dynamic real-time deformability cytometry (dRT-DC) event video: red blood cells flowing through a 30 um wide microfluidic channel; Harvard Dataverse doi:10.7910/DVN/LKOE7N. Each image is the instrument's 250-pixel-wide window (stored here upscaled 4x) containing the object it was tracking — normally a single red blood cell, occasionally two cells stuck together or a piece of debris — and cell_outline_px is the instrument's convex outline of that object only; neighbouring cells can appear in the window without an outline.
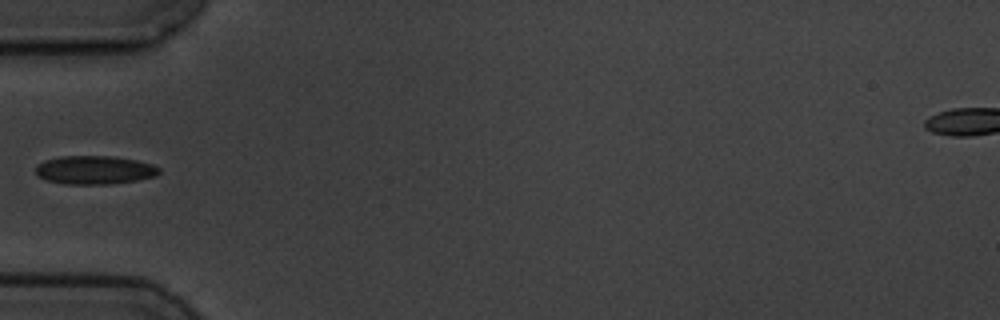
{"species": "common noctule bat (a hibernating species)", "species_latin": "Nyctalus noctula", "temperature_condition": "cold", "stored_images_in_passage": 8, "camera_frame_rate_fps": 3000, "um_per_image_px": 0.085, "animal": {"sex": "male", "body_mass_g": 19.5, "forearm_length_mm": 54.6}, "frame": {"image": 1, "passage_image": 3, "time_ms": 3.333, "image_size_px": [1000, 320], "cell_outline_px": [[160, 172], [156, 176], [136, 180], [112, 184], [64, 184], [44, 180], [36, 176], [36, 164], [44, 160], [60, 156], [112, 156], [136, 160], [152, 164], [160, 168]], "centroid_in_image_um": [8.0, 14.45], "position_along_channel_um": 77.0, "area_um2": 20.75}}
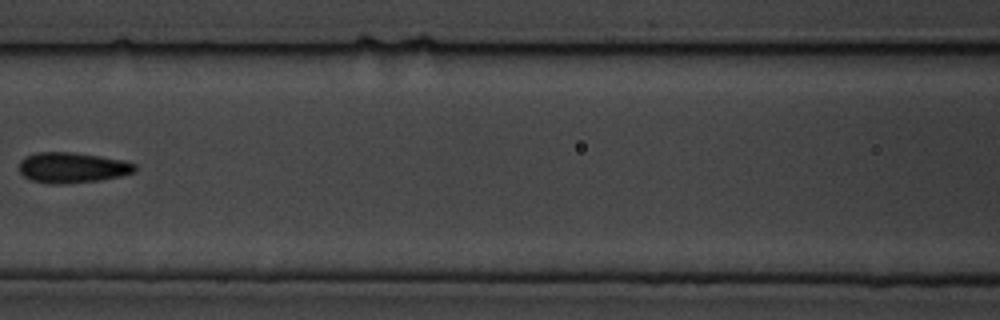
{"frame": {"image": 2, "passage_image": 5, "time_ms": 5.667, "image_size_px": [1000, 320], "cell_outline_px": [[136, 172], [120, 176], [100, 180], [64, 184], [48, 184], [32, 180], [24, 176], [20, 172], [20, 160], [24, 156], [36, 152], [72, 152], [100, 156], [124, 160], [136, 164]], "centroid_in_image_um": [6.15, 14.24], "position_along_channel_um": 160.5, "area_um2": 20.75}}
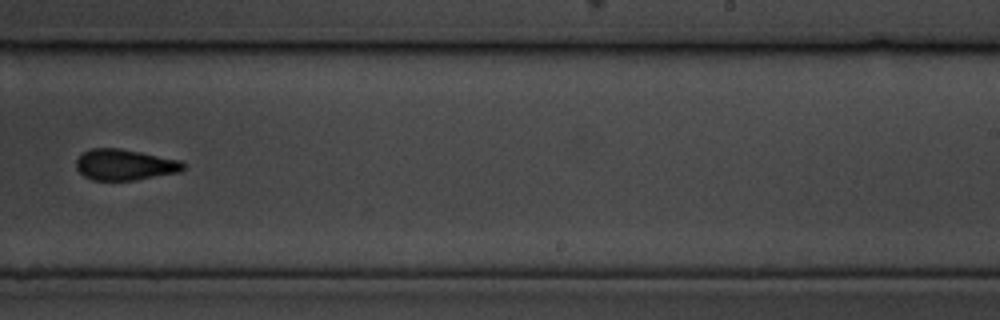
{"frame": {"image": 3, "passage_image": 8, "time_ms": 9.0, "image_size_px": [1000, 320], "cell_outline_px": [[184, 168], [180, 172], [136, 180], [92, 180], [84, 176], [76, 168], [76, 160], [84, 152], [92, 148], [120, 148], [180, 160], [184, 164]], "centroid_in_image_um": [10.6, 14.01], "position_along_channel_um": 278.4, "area_um2": 19.25}}